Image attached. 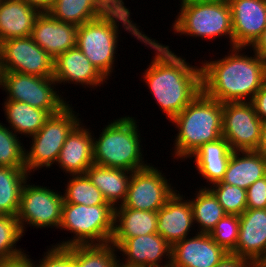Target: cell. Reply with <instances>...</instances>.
Returning <instances> with one entry per match:
<instances>
[{"label": "cell", "instance_id": "cell-1", "mask_svg": "<svg viewBox=\"0 0 266 267\" xmlns=\"http://www.w3.org/2000/svg\"><path fill=\"white\" fill-rule=\"evenodd\" d=\"M142 42L155 51L153 60L142 75L143 81L171 121L202 91L201 65L189 64L185 58L174 54L168 45L148 35Z\"/></svg>", "mask_w": 266, "mask_h": 267}, {"label": "cell", "instance_id": "cell-2", "mask_svg": "<svg viewBox=\"0 0 266 267\" xmlns=\"http://www.w3.org/2000/svg\"><path fill=\"white\" fill-rule=\"evenodd\" d=\"M230 49L222 59L202 60V92L220 103L251 102L266 83V61L254 51L245 55L246 47Z\"/></svg>", "mask_w": 266, "mask_h": 267}, {"label": "cell", "instance_id": "cell-3", "mask_svg": "<svg viewBox=\"0 0 266 267\" xmlns=\"http://www.w3.org/2000/svg\"><path fill=\"white\" fill-rule=\"evenodd\" d=\"M223 103L202 91L172 120L175 134L172 154L177 159H189L203 144L222 138Z\"/></svg>", "mask_w": 266, "mask_h": 267}, {"label": "cell", "instance_id": "cell-4", "mask_svg": "<svg viewBox=\"0 0 266 267\" xmlns=\"http://www.w3.org/2000/svg\"><path fill=\"white\" fill-rule=\"evenodd\" d=\"M119 25L141 43L147 36L131 17L116 14H103L77 29L76 46L107 80L111 77L117 59L115 54L119 43Z\"/></svg>", "mask_w": 266, "mask_h": 267}, {"label": "cell", "instance_id": "cell-5", "mask_svg": "<svg viewBox=\"0 0 266 267\" xmlns=\"http://www.w3.org/2000/svg\"><path fill=\"white\" fill-rule=\"evenodd\" d=\"M136 120L129 115L113 119L105 125L98 138L93 135L94 164L131 172L149 165L142 153V138Z\"/></svg>", "mask_w": 266, "mask_h": 267}, {"label": "cell", "instance_id": "cell-6", "mask_svg": "<svg viewBox=\"0 0 266 267\" xmlns=\"http://www.w3.org/2000/svg\"><path fill=\"white\" fill-rule=\"evenodd\" d=\"M180 12L172 23L174 33L216 39L223 36L233 47L231 8L228 0H205L180 3Z\"/></svg>", "mask_w": 266, "mask_h": 267}, {"label": "cell", "instance_id": "cell-7", "mask_svg": "<svg viewBox=\"0 0 266 267\" xmlns=\"http://www.w3.org/2000/svg\"><path fill=\"white\" fill-rule=\"evenodd\" d=\"M75 234L54 246L70 247L110 243L114 232V208L111 205L63 203L59 228Z\"/></svg>", "mask_w": 266, "mask_h": 267}, {"label": "cell", "instance_id": "cell-8", "mask_svg": "<svg viewBox=\"0 0 266 267\" xmlns=\"http://www.w3.org/2000/svg\"><path fill=\"white\" fill-rule=\"evenodd\" d=\"M72 104L51 115L40 130L31 136L30 149H25V167L30 174L40 168L56 164L68 134L81 121Z\"/></svg>", "mask_w": 266, "mask_h": 267}, {"label": "cell", "instance_id": "cell-9", "mask_svg": "<svg viewBox=\"0 0 266 267\" xmlns=\"http://www.w3.org/2000/svg\"><path fill=\"white\" fill-rule=\"evenodd\" d=\"M56 85L53 77L4 72L1 89L8 95L5 100L24 102L55 115L69 105Z\"/></svg>", "mask_w": 266, "mask_h": 267}, {"label": "cell", "instance_id": "cell-10", "mask_svg": "<svg viewBox=\"0 0 266 267\" xmlns=\"http://www.w3.org/2000/svg\"><path fill=\"white\" fill-rule=\"evenodd\" d=\"M54 191L47 186L30 185L29 181L24 183L16 215L23 233L27 225L36 229L59 228L64 200L62 192Z\"/></svg>", "mask_w": 266, "mask_h": 267}, {"label": "cell", "instance_id": "cell-11", "mask_svg": "<svg viewBox=\"0 0 266 267\" xmlns=\"http://www.w3.org/2000/svg\"><path fill=\"white\" fill-rule=\"evenodd\" d=\"M152 164L132 172L127 196L122 204L125 208L157 212L175 193L176 189ZM169 181V182H168ZM175 189V190H174Z\"/></svg>", "mask_w": 266, "mask_h": 267}, {"label": "cell", "instance_id": "cell-12", "mask_svg": "<svg viewBox=\"0 0 266 267\" xmlns=\"http://www.w3.org/2000/svg\"><path fill=\"white\" fill-rule=\"evenodd\" d=\"M262 124L251 102L223 103L222 137L233 151L256 150Z\"/></svg>", "mask_w": 266, "mask_h": 267}, {"label": "cell", "instance_id": "cell-13", "mask_svg": "<svg viewBox=\"0 0 266 267\" xmlns=\"http://www.w3.org/2000/svg\"><path fill=\"white\" fill-rule=\"evenodd\" d=\"M4 72L53 77L54 59L31 36L0 43Z\"/></svg>", "mask_w": 266, "mask_h": 267}, {"label": "cell", "instance_id": "cell-14", "mask_svg": "<svg viewBox=\"0 0 266 267\" xmlns=\"http://www.w3.org/2000/svg\"><path fill=\"white\" fill-rule=\"evenodd\" d=\"M124 257L119 267H168L172 246L159 234L152 233L126 239L118 248ZM163 258L166 259L164 264ZM162 263V264H161Z\"/></svg>", "mask_w": 266, "mask_h": 267}, {"label": "cell", "instance_id": "cell-15", "mask_svg": "<svg viewBox=\"0 0 266 267\" xmlns=\"http://www.w3.org/2000/svg\"><path fill=\"white\" fill-rule=\"evenodd\" d=\"M228 3L231 8L233 47L250 49L266 28V0H228Z\"/></svg>", "mask_w": 266, "mask_h": 267}, {"label": "cell", "instance_id": "cell-16", "mask_svg": "<svg viewBox=\"0 0 266 267\" xmlns=\"http://www.w3.org/2000/svg\"><path fill=\"white\" fill-rule=\"evenodd\" d=\"M209 234L197 233L172 246V267H215L226 256Z\"/></svg>", "mask_w": 266, "mask_h": 267}, {"label": "cell", "instance_id": "cell-17", "mask_svg": "<svg viewBox=\"0 0 266 267\" xmlns=\"http://www.w3.org/2000/svg\"><path fill=\"white\" fill-rule=\"evenodd\" d=\"M185 198V195H181L176 190L165 205L157 211V234L171 246L189 237L191 229L195 231L192 207L189 199Z\"/></svg>", "mask_w": 266, "mask_h": 267}, {"label": "cell", "instance_id": "cell-18", "mask_svg": "<svg viewBox=\"0 0 266 267\" xmlns=\"http://www.w3.org/2000/svg\"><path fill=\"white\" fill-rule=\"evenodd\" d=\"M240 226L233 254L253 265L266 259V209L247 208L239 215Z\"/></svg>", "mask_w": 266, "mask_h": 267}, {"label": "cell", "instance_id": "cell-19", "mask_svg": "<svg viewBox=\"0 0 266 267\" xmlns=\"http://www.w3.org/2000/svg\"><path fill=\"white\" fill-rule=\"evenodd\" d=\"M53 78L57 85L62 83L64 85L65 83L79 84L92 89L107 82V79L77 46L60 54L54 60Z\"/></svg>", "mask_w": 266, "mask_h": 267}, {"label": "cell", "instance_id": "cell-20", "mask_svg": "<svg viewBox=\"0 0 266 267\" xmlns=\"http://www.w3.org/2000/svg\"><path fill=\"white\" fill-rule=\"evenodd\" d=\"M78 26L41 13L35 21L31 37L54 60L67 50L76 47Z\"/></svg>", "mask_w": 266, "mask_h": 267}, {"label": "cell", "instance_id": "cell-21", "mask_svg": "<svg viewBox=\"0 0 266 267\" xmlns=\"http://www.w3.org/2000/svg\"><path fill=\"white\" fill-rule=\"evenodd\" d=\"M80 121L68 134L60 151L57 164L63 172L70 175L85 174L94 164L93 134Z\"/></svg>", "mask_w": 266, "mask_h": 267}, {"label": "cell", "instance_id": "cell-22", "mask_svg": "<svg viewBox=\"0 0 266 267\" xmlns=\"http://www.w3.org/2000/svg\"><path fill=\"white\" fill-rule=\"evenodd\" d=\"M41 12L24 0L0 1V43L12 38L29 37Z\"/></svg>", "mask_w": 266, "mask_h": 267}, {"label": "cell", "instance_id": "cell-23", "mask_svg": "<svg viewBox=\"0 0 266 267\" xmlns=\"http://www.w3.org/2000/svg\"><path fill=\"white\" fill-rule=\"evenodd\" d=\"M157 212L125 208H114V232L111 244L118 248L126 239L157 233Z\"/></svg>", "mask_w": 266, "mask_h": 267}, {"label": "cell", "instance_id": "cell-24", "mask_svg": "<svg viewBox=\"0 0 266 267\" xmlns=\"http://www.w3.org/2000/svg\"><path fill=\"white\" fill-rule=\"evenodd\" d=\"M266 176V158L255 150L233 151L220 183L247 189Z\"/></svg>", "mask_w": 266, "mask_h": 267}, {"label": "cell", "instance_id": "cell-25", "mask_svg": "<svg viewBox=\"0 0 266 267\" xmlns=\"http://www.w3.org/2000/svg\"><path fill=\"white\" fill-rule=\"evenodd\" d=\"M233 150L230 148L229 142L224 138L217 141L205 143L198 148L191 156L194 157L195 165L204 180L210 184L221 182L223 179L230 157Z\"/></svg>", "mask_w": 266, "mask_h": 267}, {"label": "cell", "instance_id": "cell-26", "mask_svg": "<svg viewBox=\"0 0 266 267\" xmlns=\"http://www.w3.org/2000/svg\"><path fill=\"white\" fill-rule=\"evenodd\" d=\"M85 174L113 208L124 203L132 175L131 171L92 164Z\"/></svg>", "mask_w": 266, "mask_h": 267}, {"label": "cell", "instance_id": "cell-27", "mask_svg": "<svg viewBox=\"0 0 266 267\" xmlns=\"http://www.w3.org/2000/svg\"><path fill=\"white\" fill-rule=\"evenodd\" d=\"M3 109L8 127L16 135L28 137L35 135L51 116L46 110L20 101L5 100Z\"/></svg>", "mask_w": 266, "mask_h": 267}, {"label": "cell", "instance_id": "cell-28", "mask_svg": "<svg viewBox=\"0 0 266 267\" xmlns=\"http://www.w3.org/2000/svg\"><path fill=\"white\" fill-rule=\"evenodd\" d=\"M26 168L0 166V212L16 216L24 183L30 179Z\"/></svg>", "mask_w": 266, "mask_h": 267}, {"label": "cell", "instance_id": "cell-29", "mask_svg": "<svg viewBox=\"0 0 266 267\" xmlns=\"http://www.w3.org/2000/svg\"><path fill=\"white\" fill-rule=\"evenodd\" d=\"M195 198L189 199L194 223L198 226L197 233L209 234L216 223L222 219L227 213L219 204L217 197L206 186L196 190Z\"/></svg>", "mask_w": 266, "mask_h": 267}, {"label": "cell", "instance_id": "cell-30", "mask_svg": "<svg viewBox=\"0 0 266 267\" xmlns=\"http://www.w3.org/2000/svg\"><path fill=\"white\" fill-rule=\"evenodd\" d=\"M48 13L59 21L76 26L103 15L93 0H56Z\"/></svg>", "mask_w": 266, "mask_h": 267}, {"label": "cell", "instance_id": "cell-31", "mask_svg": "<svg viewBox=\"0 0 266 267\" xmlns=\"http://www.w3.org/2000/svg\"><path fill=\"white\" fill-rule=\"evenodd\" d=\"M117 253V248L111 243L73 245L74 266L119 267L120 258Z\"/></svg>", "mask_w": 266, "mask_h": 267}, {"label": "cell", "instance_id": "cell-32", "mask_svg": "<svg viewBox=\"0 0 266 267\" xmlns=\"http://www.w3.org/2000/svg\"><path fill=\"white\" fill-rule=\"evenodd\" d=\"M65 185L63 203L88 206L110 205L104 199L101 191L90 181L86 174L70 175Z\"/></svg>", "mask_w": 266, "mask_h": 267}, {"label": "cell", "instance_id": "cell-33", "mask_svg": "<svg viewBox=\"0 0 266 267\" xmlns=\"http://www.w3.org/2000/svg\"><path fill=\"white\" fill-rule=\"evenodd\" d=\"M23 232L16 216L0 217V261L12 260L26 254L16 244L23 237Z\"/></svg>", "mask_w": 266, "mask_h": 267}, {"label": "cell", "instance_id": "cell-34", "mask_svg": "<svg viewBox=\"0 0 266 267\" xmlns=\"http://www.w3.org/2000/svg\"><path fill=\"white\" fill-rule=\"evenodd\" d=\"M0 122V166L25 167V146L9 127Z\"/></svg>", "mask_w": 266, "mask_h": 267}, {"label": "cell", "instance_id": "cell-35", "mask_svg": "<svg viewBox=\"0 0 266 267\" xmlns=\"http://www.w3.org/2000/svg\"><path fill=\"white\" fill-rule=\"evenodd\" d=\"M227 214L241 215L247 209L246 189L220 182L208 187Z\"/></svg>", "mask_w": 266, "mask_h": 267}, {"label": "cell", "instance_id": "cell-36", "mask_svg": "<svg viewBox=\"0 0 266 267\" xmlns=\"http://www.w3.org/2000/svg\"><path fill=\"white\" fill-rule=\"evenodd\" d=\"M239 226V215L226 214L216 223L209 235L226 252L233 253L238 241Z\"/></svg>", "mask_w": 266, "mask_h": 267}, {"label": "cell", "instance_id": "cell-37", "mask_svg": "<svg viewBox=\"0 0 266 267\" xmlns=\"http://www.w3.org/2000/svg\"><path fill=\"white\" fill-rule=\"evenodd\" d=\"M247 208L266 209V176L246 189Z\"/></svg>", "mask_w": 266, "mask_h": 267}, {"label": "cell", "instance_id": "cell-38", "mask_svg": "<svg viewBox=\"0 0 266 267\" xmlns=\"http://www.w3.org/2000/svg\"><path fill=\"white\" fill-rule=\"evenodd\" d=\"M51 246L39 262L31 259V267H64V247Z\"/></svg>", "mask_w": 266, "mask_h": 267}, {"label": "cell", "instance_id": "cell-39", "mask_svg": "<svg viewBox=\"0 0 266 267\" xmlns=\"http://www.w3.org/2000/svg\"><path fill=\"white\" fill-rule=\"evenodd\" d=\"M94 4L103 14H116L131 17L130 10L125 6L124 0H93Z\"/></svg>", "mask_w": 266, "mask_h": 267}, {"label": "cell", "instance_id": "cell-40", "mask_svg": "<svg viewBox=\"0 0 266 267\" xmlns=\"http://www.w3.org/2000/svg\"><path fill=\"white\" fill-rule=\"evenodd\" d=\"M251 103L255 108L257 116L262 121H266V83L256 93V95L251 100Z\"/></svg>", "mask_w": 266, "mask_h": 267}, {"label": "cell", "instance_id": "cell-41", "mask_svg": "<svg viewBox=\"0 0 266 267\" xmlns=\"http://www.w3.org/2000/svg\"><path fill=\"white\" fill-rule=\"evenodd\" d=\"M215 267H254L247 259L228 253Z\"/></svg>", "mask_w": 266, "mask_h": 267}, {"label": "cell", "instance_id": "cell-42", "mask_svg": "<svg viewBox=\"0 0 266 267\" xmlns=\"http://www.w3.org/2000/svg\"><path fill=\"white\" fill-rule=\"evenodd\" d=\"M30 255L24 254L12 260L0 261V267H31Z\"/></svg>", "mask_w": 266, "mask_h": 267}, {"label": "cell", "instance_id": "cell-43", "mask_svg": "<svg viewBox=\"0 0 266 267\" xmlns=\"http://www.w3.org/2000/svg\"><path fill=\"white\" fill-rule=\"evenodd\" d=\"M252 50L266 61V28L257 41L251 46Z\"/></svg>", "mask_w": 266, "mask_h": 267}, {"label": "cell", "instance_id": "cell-44", "mask_svg": "<svg viewBox=\"0 0 266 267\" xmlns=\"http://www.w3.org/2000/svg\"><path fill=\"white\" fill-rule=\"evenodd\" d=\"M33 8L38 9L41 13L48 12L56 0H24Z\"/></svg>", "mask_w": 266, "mask_h": 267}, {"label": "cell", "instance_id": "cell-45", "mask_svg": "<svg viewBox=\"0 0 266 267\" xmlns=\"http://www.w3.org/2000/svg\"><path fill=\"white\" fill-rule=\"evenodd\" d=\"M255 151L259 152L266 158V121H263L261 127L260 141Z\"/></svg>", "mask_w": 266, "mask_h": 267}, {"label": "cell", "instance_id": "cell-46", "mask_svg": "<svg viewBox=\"0 0 266 267\" xmlns=\"http://www.w3.org/2000/svg\"><path fill=\"white\" fill-rule=\"evenodd\" d=\"M64 267H75L73 262V246L64 247Z\"/></svg>", "mask_w": 266, "mask_h": 267}, {"label": "cell", "instance_id": "cell-47", "mask_svg": "<svg viewBox=\"0 0 266 267\" xmlns=\"http://www.w3.org/2000/svg\"><path fill=\"white\" fill-rule=\"evenodd\" d=\"M3 75H4V68H3V61H2V53L0 49V88L2 85Z\"/></svg>", "mask_w": 266, "mask_h": 267}, {"label": "cell", "instance_id": "cell-48", "mask_svg": "<svg viewBox=\"0 0 266 267\" xmlns=\"http://www.w3.org/2000/svg\"><path fill=\"white\" fill-rule=\"evenodd\" d=\"M254 267H266V259L257 262Z\"/></svg>", "mask_w": 266, "mask_h": 267}, {"label": "cell", "instance_id": "cell-49", "mask_svg": "<svg viewBox=\"0 0 266 267\" xmlns=\"http://www.w3.org/2000/svg\"><path fill=\"white\" fill-rule=\"evenodd\" d=\"M180 3L193 2V1H205V0H180Z\"/></svg>", "mask_w": 266, "mask_h": 267}]
</instances>
